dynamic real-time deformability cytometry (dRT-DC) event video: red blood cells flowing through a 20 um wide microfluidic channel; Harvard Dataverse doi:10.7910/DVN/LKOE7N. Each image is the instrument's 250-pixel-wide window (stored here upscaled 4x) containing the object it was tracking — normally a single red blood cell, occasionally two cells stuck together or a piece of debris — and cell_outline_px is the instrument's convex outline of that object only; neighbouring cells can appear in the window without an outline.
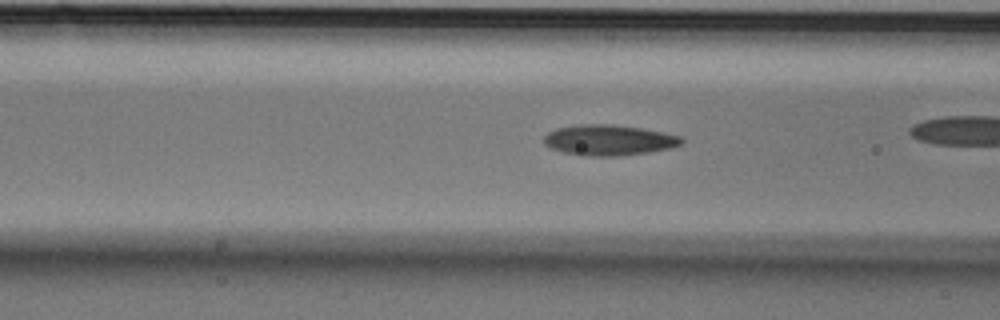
{"species": "Egyptian fruit bat (a non-hibernating species)", "species_latin": "Rousettus aegyptiacus", "temperature_condition": "cold", "stored_images_in_passage": 16, "camera_frame_rate_fps": 3000, "um_per_image_px": 0.085, "animal": {"sex": "male"}, "frame": {"image": 1, "passage_image": 14, "time_ms": 4.333, "image_size_px": [1000, 320], "cell_outline_px": [[684, 140], [680, 144], [668, 148], [648, 152], [616, 156], [584, 156], [564, 152], [548, 148], [544, 144], [544, 136], [548, 132], [556, 128], [576, 124], [612, 124], [640, 128], [664, 132], [680, 136]], "centroid_in_image_um": [51.69, 11.9], "position_along_channel_um": 114.9, "area_um2": 24.57}}